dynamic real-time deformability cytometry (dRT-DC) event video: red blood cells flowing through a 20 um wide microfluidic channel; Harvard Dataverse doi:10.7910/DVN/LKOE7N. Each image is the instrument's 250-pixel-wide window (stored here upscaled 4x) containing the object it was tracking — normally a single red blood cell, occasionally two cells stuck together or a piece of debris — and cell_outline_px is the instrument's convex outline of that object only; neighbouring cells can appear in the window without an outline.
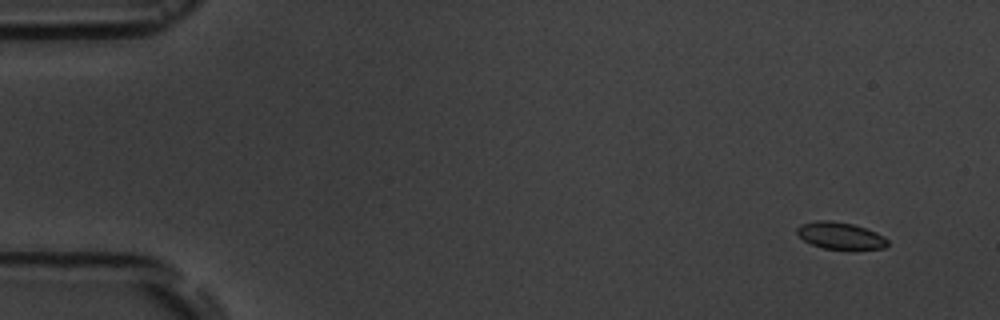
{"species": "common noctule bat (a hibernating species)", "species_latin": "Nyctalus noctula", "temperature_condition": "room temperature", "stored_images_in_passage": 5, "camera_frame_rate_fps": 3000, "um_per_image_px": 0.085, "animal": {"sex": "male", "body_mass_g": 19.5, "forearm_length_mm": 54.6}, "frame": {"image": 1, "passage_image": 2, "time_ms": 1.333, "image_size_px": [1000, 320], "cell_outline_px": [[888, 244], [884, 248], [852, 252], [824, 248], [812, 244], [804, 240], [796, 232], [796, 228], [800, 224], [816, 220], [832, 220], [852, 224], [876, 232], [884, 236], [888, 240]], "centroid_in_image_um": [71.46, 20.07], "position_along_channel_um": 13.5, "area_um2": 14.8}}
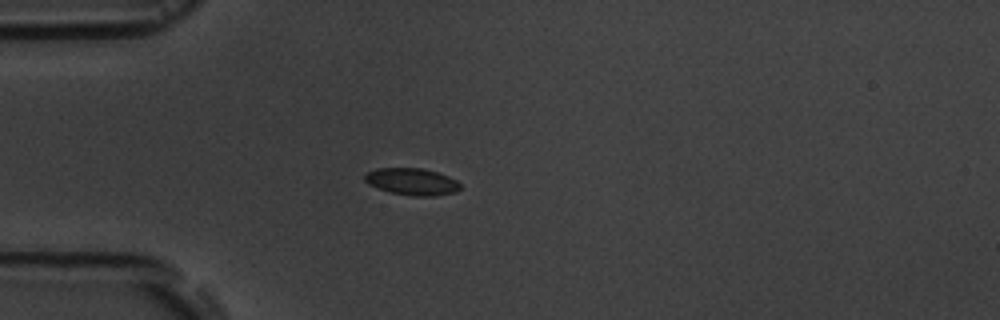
{"frame": {"image": 2, "passage_image": 5, "time_ms": 5.333, "image_size_px": [1000, 320], "cell_outline_px": [[460, 188], [456, 192], [436, 196], [412, 196], [392, 192], [368, 184], [364, 180], [364, 176], [368, 172], [376, 168], [424, 168], [448, 176], [456, 180], [460, 184]], "centroid_in_image_um": [35.03, 15.43], "position_along_channel_um": 50.0, "area_um2": 14.91}}